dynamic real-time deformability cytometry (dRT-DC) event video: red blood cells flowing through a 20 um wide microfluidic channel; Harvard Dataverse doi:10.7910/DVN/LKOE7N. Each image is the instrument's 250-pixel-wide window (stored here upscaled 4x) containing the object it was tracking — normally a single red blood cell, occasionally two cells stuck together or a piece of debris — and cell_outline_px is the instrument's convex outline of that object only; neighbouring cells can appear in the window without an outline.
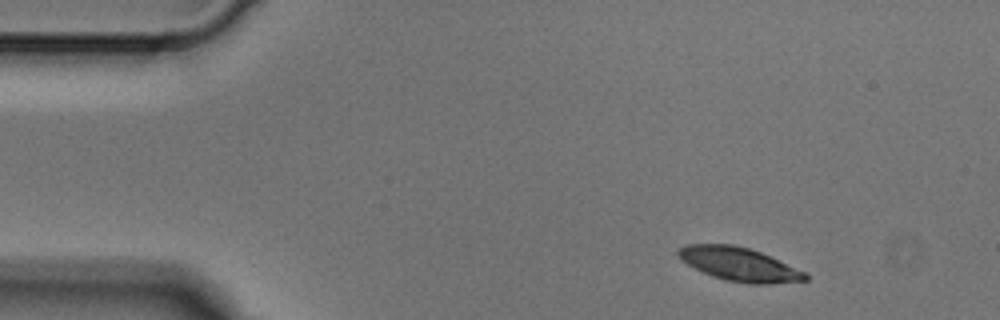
{"species": "Egyptian fruit bat (a non-hibernating species)", "species_latin": "Rousettus aegyptiacus", "temperature_condition": "cold", "stored_images_in_passage": 4, "segment_of_instrument_passage": [1, 2], "camera_frame_rate_fps": 3000, "um_per_image_px": 0.085, "animal": {"sex": "male"}, "frame": {"image": 1, "passage_image": 1, "time_ms": 0.0, "image_size_px": [1000, 320], "cell_outline_px": [[808, 280], [768, 284], [748, 284], [728, 280], [712, 276], [680, 260], [676, 252], [684, 244], [732, 244], [748, 248], [760, 252], [804, 272], [808, 276]], "centroid_in_image_um": [62.79, 22.46], "position_along_channel_um": 22.2, "area_um2": 24.51}}